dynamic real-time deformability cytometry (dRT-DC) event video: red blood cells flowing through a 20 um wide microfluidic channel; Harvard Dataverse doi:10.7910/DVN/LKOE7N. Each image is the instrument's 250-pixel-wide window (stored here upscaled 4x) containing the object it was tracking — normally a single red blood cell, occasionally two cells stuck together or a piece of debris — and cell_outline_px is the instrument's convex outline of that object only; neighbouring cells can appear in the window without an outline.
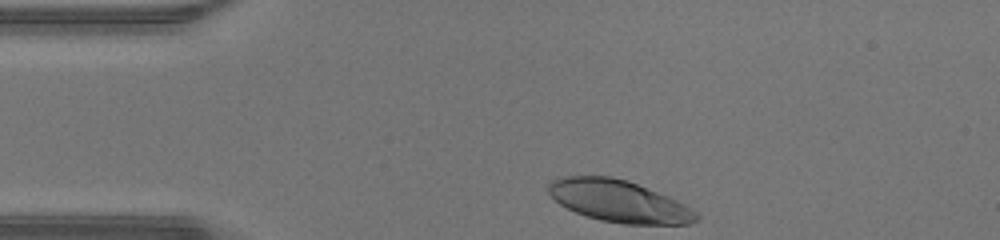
{"species": "human", "species_latin": "Homo sapiens", "temperature_condition": "warm", "stored_images_in_passage": 30, "camera_frame_rate_fps": 3000, "um_per_image_px": 0.085, "donor": {"sex": "male"}, "frame": {"image": 1, "passage_image": 1, "time_ms": 0.0, "image_size_px": [1000, 240], "cell_outline_px": [[700, 220], [688, 224], [624, 224], [600, 220], [576, 212], [560, 204], [548, 192], [548, 184], [552, 180], [564, 176], [612, 176], [628, 180], [668, 196], [684, 204], [696, 212], [700, 216]], "centroid_in_image_um": [52.63, 17.09], "position_along_channel_um": 32.4, "area_um2": 36.01}}
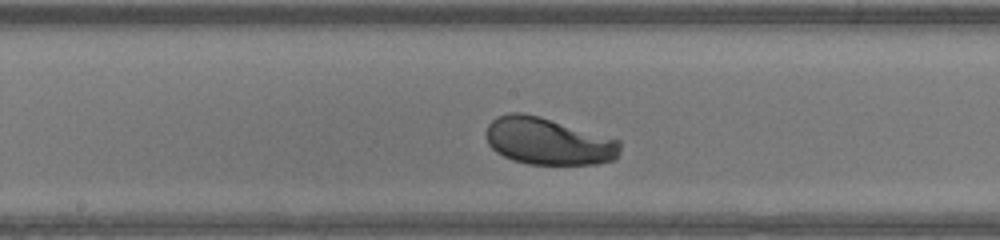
{"frame": {"image": 2, "passage_image": 16, "time_ms": 5.0, "image_size_px": [1000, 240], "cell_outline_px": [[620, 148], [616, 160], [596, 164], [528, 164], [512, 160], [496, 152], [488, 144], [484, 132], [488, 124], [496, 116], [508, 112], [524, 112], [540, 116], [620, 140]], "centroid_in_image_um": [46.56, 12.0], "position_along_channel_um": 201.6, "area_um2": 37.11}}
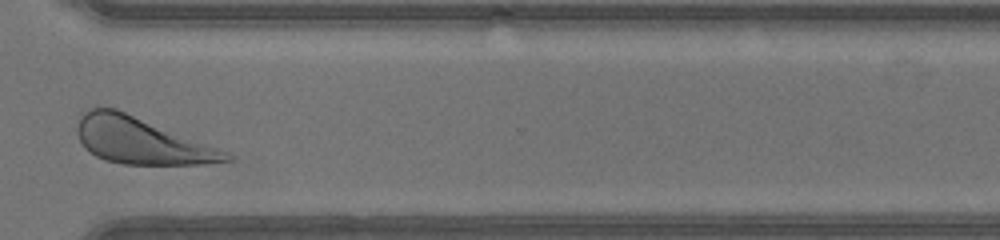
{"frame": {"image": 3, "passage_image": 27, "time_ms": 8.667, "image_size_px": [1000, 240], "cell_outline_px": [[232, 160], [204, 164], [124, 164], [104, 160], [96, 156], [84, 148], [76, 132], [76, 128], [80, 116], [84, 112], [92, 108], [116, 108], [228, 152], [232, 156]], "centroid_in_image_um": [11.96, 11.96], "position_along_channel_um": 358.6, "area_um2": 39.82}, "authors_computed_cell_mechanics": {"area_um2": 37.3099, "velocity_mm_per_s": 4.2967, "shape_relaxation_time_tau1_ms": 1.7876, "shape_relaxation_time_tau2_ms": null, "deformation_change_tau1": 0.1575, "deformation_change_tau2": null}}